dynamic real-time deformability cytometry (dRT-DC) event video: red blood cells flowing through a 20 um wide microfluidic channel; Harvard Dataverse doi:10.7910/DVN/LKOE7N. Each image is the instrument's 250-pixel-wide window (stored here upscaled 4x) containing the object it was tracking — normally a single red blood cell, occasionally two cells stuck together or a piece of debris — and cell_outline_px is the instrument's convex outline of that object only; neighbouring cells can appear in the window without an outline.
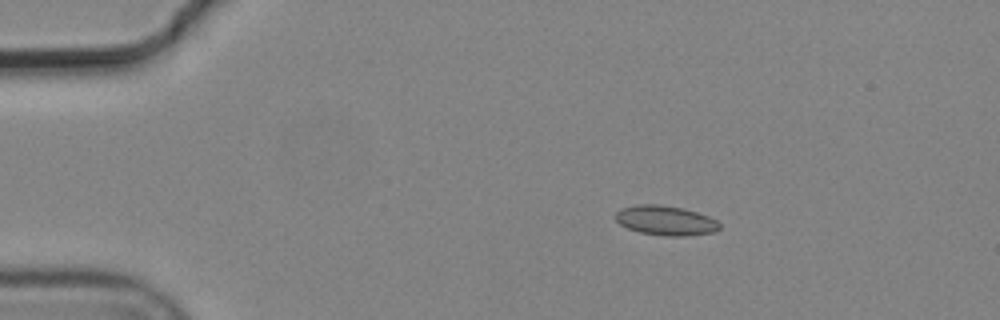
{"species": "common noctule bat (a hibernating species)", "species_latin": "Nyctalus noctula", "temperature_condition": "cold", "stored_images_in_passage": 3, "camera_frame_rate_fps": 3000, "um_per_image_px": 0.085, "animal": {"sex": "male", "body_mass_g": 19.2, "forearm_length_mm": 51.8}, "frame": {"image": 1, "passage_image": 1, "time_ms": 0.0, "image_size_px": [1000, 320], "cell_outline_px": [[720, 228], [716, 232], [684, 236], [664, 236], [640, 232], [628, 228], [620, 224], [616, 220], [616, 212], [620, 208], [636, 204], [660, 204], [684, 208], [708, 216], [716, 220], [720, 224]], "centroid_in_image_um": [56.58, 18.73], "position_along_channel_um": 28.4, "area_um2": 18.09}}